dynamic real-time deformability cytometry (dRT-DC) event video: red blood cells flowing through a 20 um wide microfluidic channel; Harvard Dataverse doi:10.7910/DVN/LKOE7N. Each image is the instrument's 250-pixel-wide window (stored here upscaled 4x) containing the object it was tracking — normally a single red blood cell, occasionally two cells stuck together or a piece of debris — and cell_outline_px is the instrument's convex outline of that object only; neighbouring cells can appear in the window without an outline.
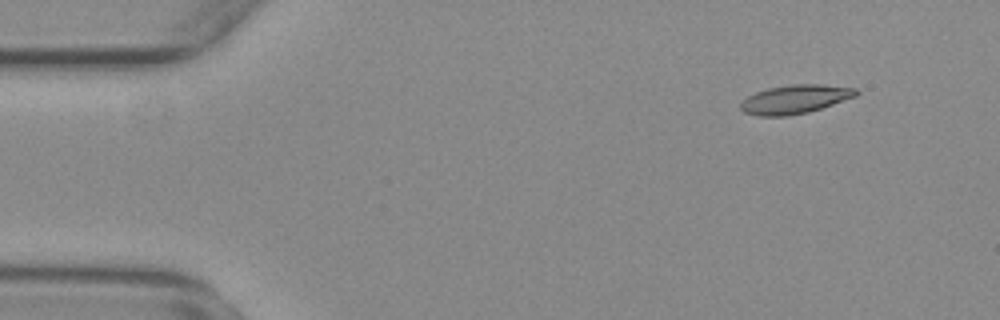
{"species": "common noctule bat (a hibernating species)", "species_latin": "Nyctalus noctula", "temperature_condition": "warm", "stored_images_in_passage": 56, "camera_frame_rate_fps": 3000, "um_per_image_px": 0.085, "animal": {"sex": "female", "body_mass_g": 29.2, "forearm_length_mm": 56.3}, "frame": {"image": 1, "passage_image": 6, "time_ms": 1.667, "image_size_px": [1000, 320], "cell_outline_px": [[860, 92], [856, 96], [808, 112], [788, 116], [760, 116], [744, 112], [740, 108], [740, 104], [748, 96], [756, 92], [768, 88], [792, 84], [820, 84], [856, 88]], "centroid_in_image_um": [67.58, 8.43], "position_along_channel_um": 17.4, "area_um2": 19.19}}
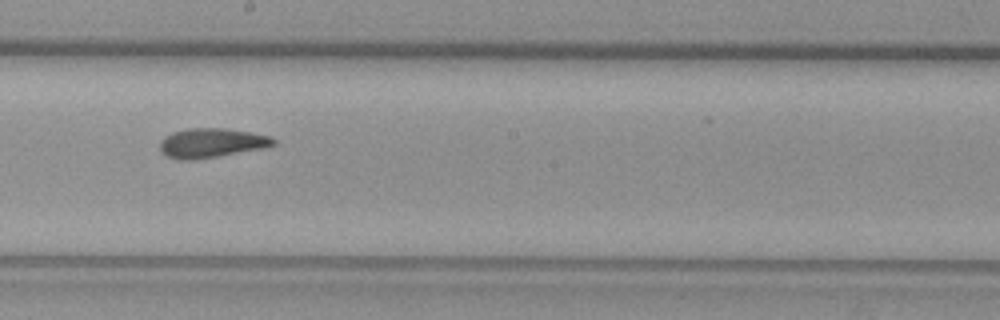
{"frame": {"image": 2, "passage_image": 31, "time_ms": 10.0, "image_size_px": [1000, 320], "cell_outline_px": [[276, 144], [264, 148], [192, 160], [180, 160], [164, 156], [160, 152], [160, 140], [164, 136], [172, 132], [188, 128], [224, 128], [272, 136], [276, 140]], "centroid_in_image_um": [17.93, 12.15], "position_along_channel_um": 230.3, "area_um2": 19.54}}
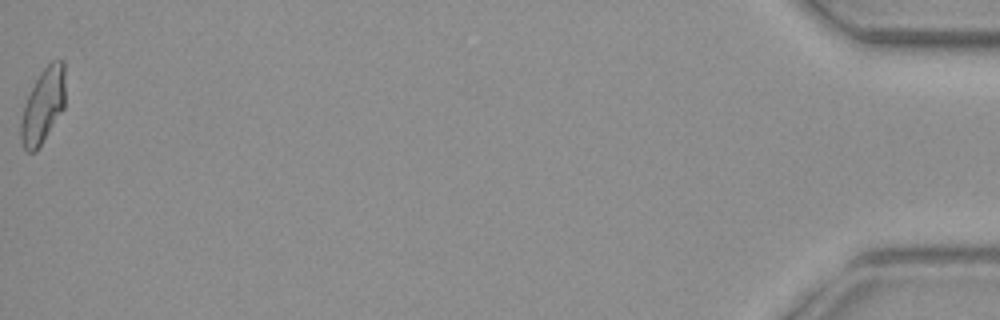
{"frame": {"image": 3, "passage_image": 56, "time_ms": 18.333, "image_size_px": [1000, 320], "cell_outline_px": [[64, 108], [36, 152], [28, 152], [24, 148], [20, 140], [20, 124], [24, 104], [36, 80], [44, 68], [52, 60], [64, 60]], "centroid_in_image_um": [3.65, 9.01], "position_along_channel_um": 431.6, "area_um2": 19.13}, "authors_computed_cell_mechanics": {"area_um2": 19.1318, "velocity_mm_per_s": 3.7182, "shape_relaxation_time_tau1_ms": 10.8421, "shape_relaxation_time_tau2_ms": 3.231, "deformation_change_tau1": 0.2612, "deformation_change_tau2": 0.1096}}